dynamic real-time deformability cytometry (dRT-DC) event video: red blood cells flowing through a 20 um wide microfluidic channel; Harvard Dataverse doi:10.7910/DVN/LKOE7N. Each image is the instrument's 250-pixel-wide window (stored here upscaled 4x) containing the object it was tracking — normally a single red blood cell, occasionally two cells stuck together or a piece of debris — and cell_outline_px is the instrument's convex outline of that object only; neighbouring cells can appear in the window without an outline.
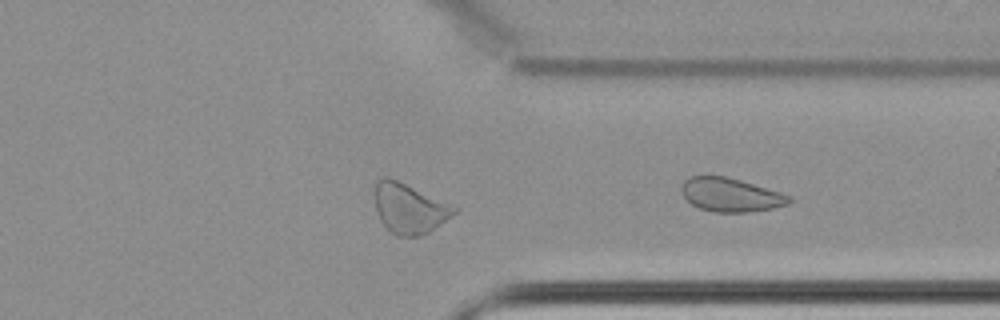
{"species": "common noctule bat (a hibernating species)", "species_latin": "Nyctalus noctula", "temperature_condition": "cold", "stored_images_in_passage": 27, "camera_frame_rate_fps": 3000, "um_per_image_px": 0.085, "animal": {"sex": "female", "body_mass_g": 22.7, "forearm_length_mm": 54.2}, "frame": {"image": 1, "passage_image": 27, "time_ms": 8.667, "image_size_px": [1000, 320], "cell_outline_px": [[792, 200], [788, 204], [772, 208], [748, 212], [712, 212], [700, 208], [692, 204], [684, 196], [680, 188], [684, 180], [688, 176], [724, 176], [740, 180], [780, 192], [792, 196]], "centroid_in_image_um": [62.09, 16.56], "position_along_channel_um": 349.3, "area_um2": 21.04}}